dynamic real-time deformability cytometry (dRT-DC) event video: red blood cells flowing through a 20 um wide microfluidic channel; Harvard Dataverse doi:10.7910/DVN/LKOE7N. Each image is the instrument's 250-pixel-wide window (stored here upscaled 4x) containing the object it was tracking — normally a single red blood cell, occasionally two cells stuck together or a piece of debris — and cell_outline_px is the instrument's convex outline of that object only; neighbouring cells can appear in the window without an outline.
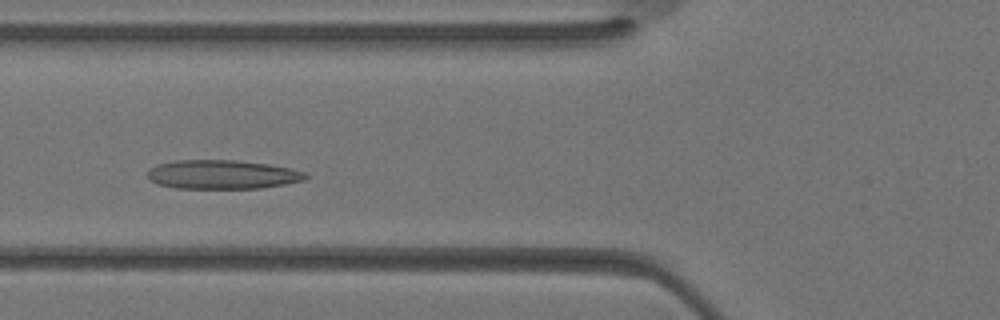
{"species": "Egyptian fruit bat (a non-hibernating species)", "species_latin": "Rousettus aegyptiacus", "temperature_condition": "warm", "stored_images_in_passage": 32, "camera_frame_rate_fps": 3000, "um_per_image_px": 0.085, "animal": {"sex": "female"}, "frame": {"image": 1, "passage_image": 9, "time_ms": 2.667, "image_size_px": [1000, 320], "cell_outline_px": [[308, 176], [304, 180], [284, 184], [260, 188], [176, 188], [160, 184], [152, 180], [148, 176], [148, 168], [156, 164], [176, 160], [236, 160], [268, 164], [292, 168], [304, 172]], "centroid_in_image_um": [18.9, 14.82], "position_along_channel_um": 106.9, "area_um2": 26.59}}
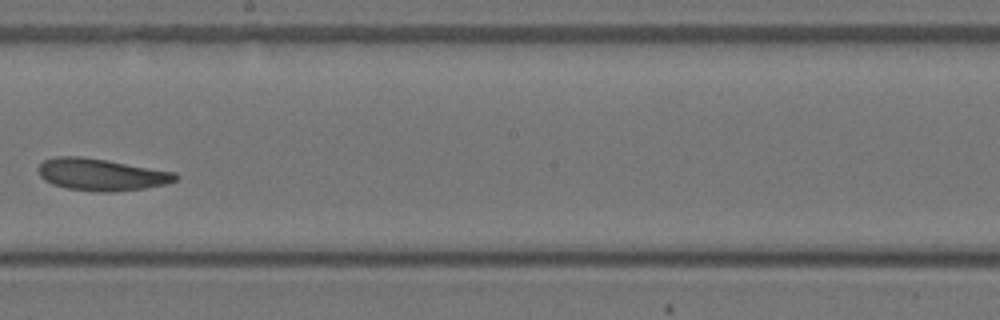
{"frame": {"image": 2, "passage_image": 16, "time_ms": 5.0, "image_size_px": [1000, 320], "cell_outline_px": [[180, 176], [176, 180], [164, 184], [144, 188], [108, 192], [100, 192], [68, 188], [52, 184], [44, 180], [40, 176], [36, 168], [44, 160], [56, 156], [80, 156], [176, 172]], "centroid_in_image_um": [8.58, 14.83], "position_along_channel_um": 239.6, "area_um2": 25.37}}
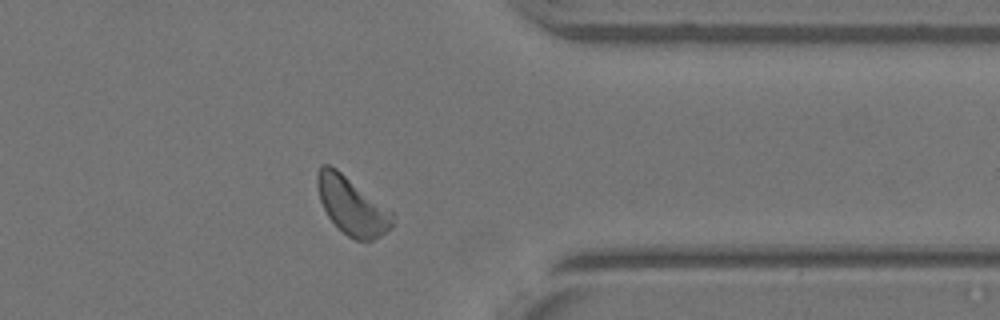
{"frame": {"image": 3, "passage_image": 24, "time_ms": 7.667, "image_size_px": [1000, 320], "cell_outline_px": [[392, 228], [380, 236], [372, 240], [356, 240], [348, 236], [328, 216], [320, 200], [316, 184], [316, 176], [320, 164], [328, 164], [336, 168], [392, 212]], "centroid_in_image_um": [29.88, 17.48], "position_along_channel_um": 381.5, "area_um2": 24.74}}